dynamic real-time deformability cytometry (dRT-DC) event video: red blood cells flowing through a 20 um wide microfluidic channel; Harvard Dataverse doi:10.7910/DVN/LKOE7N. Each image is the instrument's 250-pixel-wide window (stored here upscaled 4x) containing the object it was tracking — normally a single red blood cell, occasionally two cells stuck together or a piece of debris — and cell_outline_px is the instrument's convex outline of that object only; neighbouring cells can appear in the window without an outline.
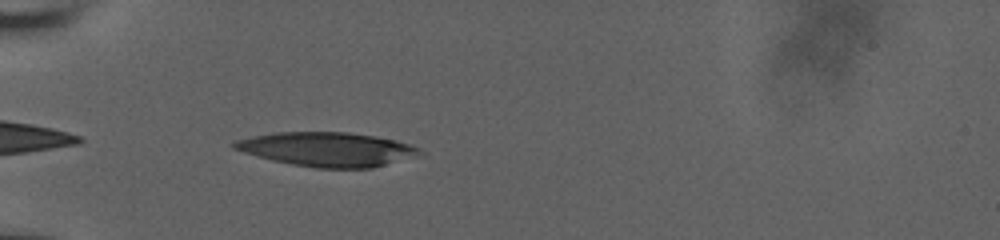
{"species": "human", "species_latin": "Homo sapiens", "temperature_condition": "room temperature", "stored_images_in_passage": 39, "camera_frame_rate_fps": 3000, "um_per_image_px": 0.085, "donor": {"sex": "male"}, "frame": {"image": 1, "passage_image": 2, "time_ms": 0.333, "image_size_px": [1000, 240], "cell_outline_px": [[424, 156], [372, 168], [316, 168], [292, 164], [272, 160], [256, 156], [232, 148], [232, 144], [236, 140], [252, 136], [276, 132], [348, 132], [396, 140], [420, 148], [424, 152]], "centroid_in_image_um": [27.89, 12.7], "position_along_channel_um": 57.1, "area_um2": 37.22}}
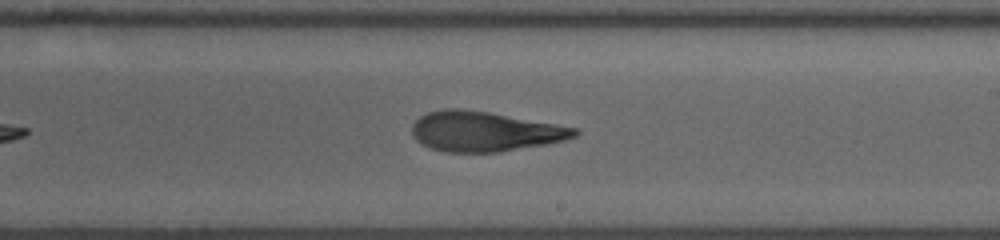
{"frame": {"image": 2, "passage_image": 18, "time_ms": 5.667, "image_size_px": [1000, 240], "cell_outline_px": [[580, 132], [576, 136], [564, 140], [548, 144], [500, 152], [444, 152], [432, 148], [416, 140], [412, 136], [412, 124], [420, 116], [428, 112], [444, 108], [460, 108], [488, 112], [580, 128]], "centroid_in_image_um": [41.21, 11.17], "position_along_channel_um": 247.8, "area_um2": 37.97}}
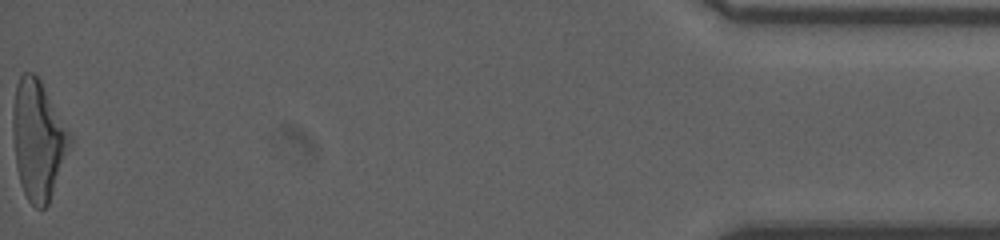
{"frame": {"image": 3, "passage_image": 39, "time_ms": 12.667, "image_size_px": [1000, 240], "cell_outline_px": [[72, 140], [48, 204], [44, 208], [36, 208], [28, 200], [20, 184], [16, 168], [12, 136], [12, 112], [16, 84], [20, 76], [24, 72], [32, 72], [40, 80], [72, 136]], "centroid_in_image_um": [3.21, 11.88], "position_along_channel_um": 432.0, "area_um2": 39.36}, "authors_computed_cell_mechanics": {"area_um2": 38.0902, "velocity_mm_per_s": 3.8774, "shape_relaxation_time_tau1_ms": 6.078, "shape_relaxation_time_tau2_ms": 2.5371, "deformation_change_tau1": 0.2307, "deformation_change_tau2": 0.1311}}